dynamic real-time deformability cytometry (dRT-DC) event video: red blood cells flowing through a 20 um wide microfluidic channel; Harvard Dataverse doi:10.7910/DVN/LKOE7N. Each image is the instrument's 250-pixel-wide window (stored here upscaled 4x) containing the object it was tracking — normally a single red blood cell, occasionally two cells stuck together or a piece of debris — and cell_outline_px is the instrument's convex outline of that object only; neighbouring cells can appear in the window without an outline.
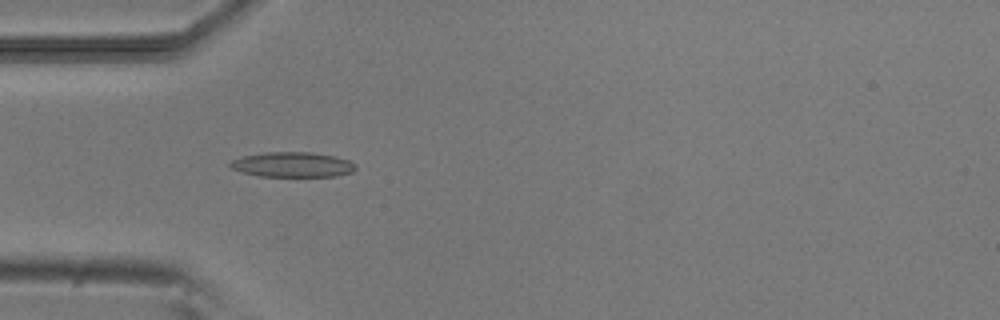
{"species": "common noctule bat (a hibernating species)", "species_latin": "Nyctalus noctula", "temperature_condition": "room temperature", "stored_images_in_passage": 53, "camera_frame_rate_fps": 3000, "um_per_image_px": 0.085, "animal": {"sex": "male", "body_mass_g": 20.5, "forearm_length_mm": 52.5}, "frame": {"image": 1, "passage_image": 16, "time_ms": 5.0, "image_size_px": [1000, 320], "cell_outline_px": [[356, 168], [352, 172], [336, 176], [260, 176], [244, 172], [232, 168], [228, 164], [232, 160], [244, 156], [264, 152], [312, 152], [336, 156], [348, 160], [356, 164]], "centroid_in_image_um": [24.9, 13.98], "position_along_channel_um": 60.1, "area_um2": 18.21}}
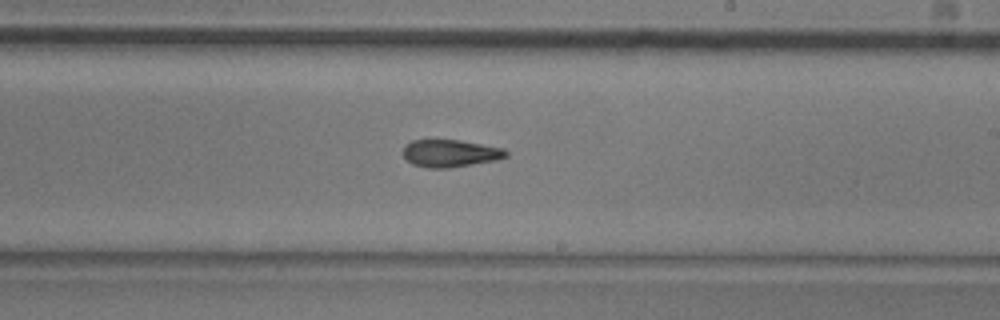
{"frame": {"image": 2, "passage_image": 31, "time_ms": 10.0, "image_size_px": [1000, 320], "cell_outline_px": [[508, 156], [496, 160], [448, 168], [428, 168], [412, 164], [404, 156], [404, 144], [412, 140], [460, 140], [504, 148], [508, 152]], "centroid_in_image_um": [38.28, 13.03], "position_along_channel_um": 250.7, "area_um2": 16.42}}
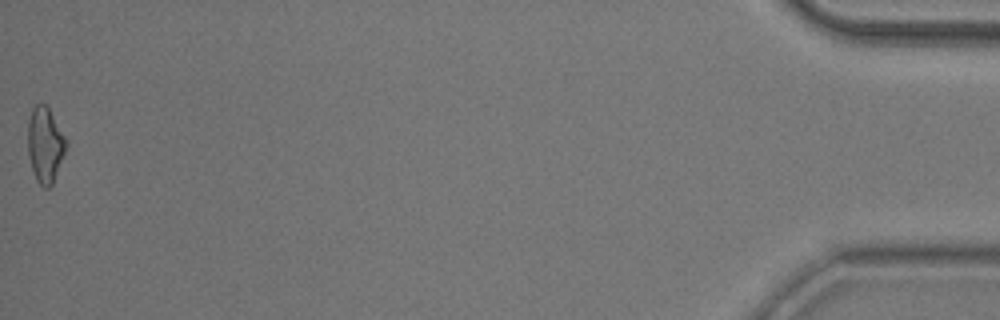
{"frame": {"image": 3, "passage_image": 53, "time_ms": 17.333, "image_size_px": [1000, 320], "cell_outline_px": [[68, 144], [52, 184], [48, 188], [44, 188], [36, 180], [28, 156], [28, 120], [32, 108], [36, 104], [44, 104], [48, 108], [68, 140]], "centroid_in_image_um": [3.83, 12.3], "position_along_channel_um": 431.4, "area_um2": 16.76}, "authors_computed_cell_mechanics": {"area_um2": 16.8776, "velocity_mm_per_s": 3.8283, "shape_relaxation_time_tau1_ms": 9.2043, "shape_relaxation_time_tau2_ms": 5.8285, "deformation_change_tau1": 0.2221, "deformation_change_tau2": 0.1493}}